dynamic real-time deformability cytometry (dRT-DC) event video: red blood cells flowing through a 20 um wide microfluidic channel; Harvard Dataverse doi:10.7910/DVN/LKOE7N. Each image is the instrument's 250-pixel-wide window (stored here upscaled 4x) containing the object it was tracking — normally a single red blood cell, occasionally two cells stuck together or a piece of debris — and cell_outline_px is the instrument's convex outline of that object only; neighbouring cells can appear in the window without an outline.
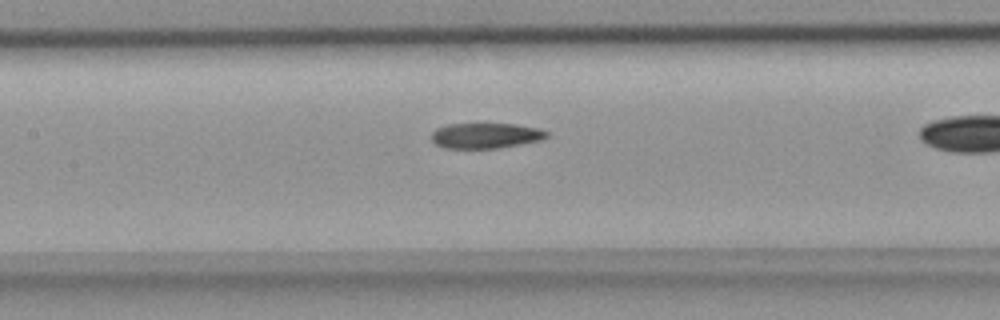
{"species": "common noctule bat (a hibernating species)", "species_latin": "Nyctalus noctula", "temperature_condition": "room temperature", "stored_images_in_passage": 36, "camera_frame_rate_fps": 3000, "um_per_image_px": 0.085, "animal": {"sex": "female", "body_mass_g": 18.4}, "frame": {"image": 1, "passage_image": 20, "time_ms": 6.333, "image_size_px": [1000, 320], "cell_outline_px": [[548, 136], [544, 140], [500, 148], [444, 148], [436, 144], [432, 140], [432, 132], [436, 128], [448, 124], [516, 124], [540, 128], [548, 132]], "centroid_in_image_um": [41.33, 11.53], "position_along_channel_um": 166.1, "area_um2": 17.22}}
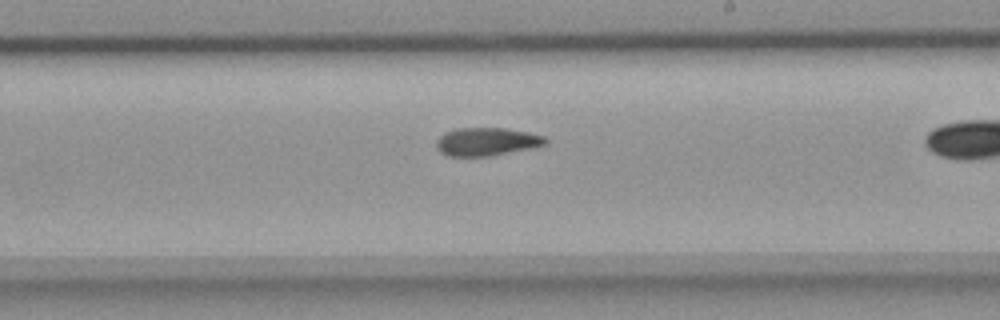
{"frame": {"image": 2, "passage_image": 26, "time_ms": 8.333, "image_size_px": [1000, 320], "cell_outline_px": [[548, 140], [544, 144], [528, 148], [488, 156], [448, 156], [440, 152], [436, 148], [436, 140], [444, 132], [456, 128], [504, 128], [528, 132], [544, 136]], "centroid_in_image_um": [41.3, 12.03], "position_along_channel_um": 247.7, "area_um2": 17.69}}
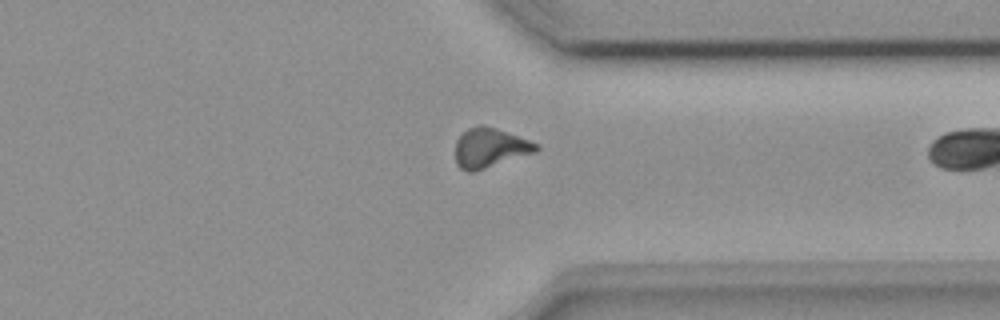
{"frame": {"image": 3, "passage_image": 35, "time_ms": 11.333, "image_size_px": [1000, 320], "cell_outline_px": [[540, 148], [536, 152], [472, 172], [468, 172], [460, 168], [456, 164], [456, 140], [468, 128], [480, 124], [484, 124], [496, 128], [540, 144]], "centroid_in_image_um": [41.65, 12.55], "position_along_channel_um": 369.8, "area_um2": 18.55}}